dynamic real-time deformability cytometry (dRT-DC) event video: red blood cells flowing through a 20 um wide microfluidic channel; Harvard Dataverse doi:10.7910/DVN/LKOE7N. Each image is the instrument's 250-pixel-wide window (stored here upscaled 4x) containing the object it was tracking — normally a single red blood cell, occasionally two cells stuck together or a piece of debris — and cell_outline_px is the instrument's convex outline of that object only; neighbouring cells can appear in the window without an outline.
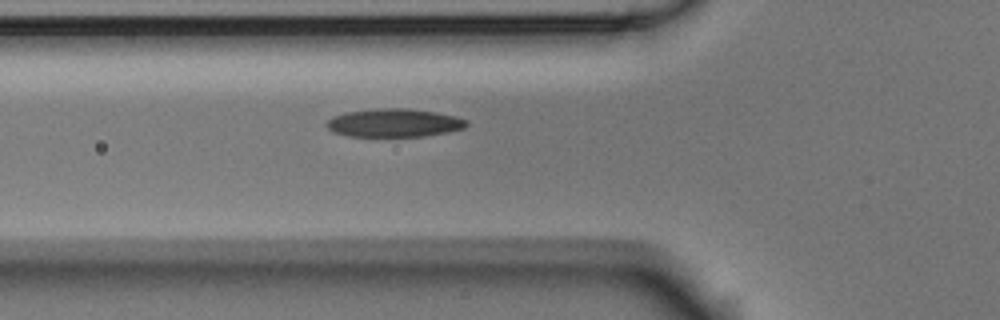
{"species": "Egyptian fruit bat (a non-hibernating species)", "species_latin": "Rousettus aegyptiacus", "temperature_condition": "room temperature", "stored_images_in_passage": 5, "camera_frame_rate_fps": 3000, "um_per_image_px": 0.085, "animal": {"sex": "male"}, "frame": {"image": 1, "passage_image": 5, "time_ms": 1.333, "image_size_px": [1000, 320], "cell_outline_px": [[468, 124], [464, 128], [448, 132], [424, 136], [348, 136], [332, 132], [328, 128], [328, 120], [332, 116], [348, 112], [380, 108], [408, 108], [436, 112], [456, 116], [468, 120]], "centroid_in_image_um": [33.53, 10.44], "position_along_channel_um": 92.3, "area_um2": 23.0}}